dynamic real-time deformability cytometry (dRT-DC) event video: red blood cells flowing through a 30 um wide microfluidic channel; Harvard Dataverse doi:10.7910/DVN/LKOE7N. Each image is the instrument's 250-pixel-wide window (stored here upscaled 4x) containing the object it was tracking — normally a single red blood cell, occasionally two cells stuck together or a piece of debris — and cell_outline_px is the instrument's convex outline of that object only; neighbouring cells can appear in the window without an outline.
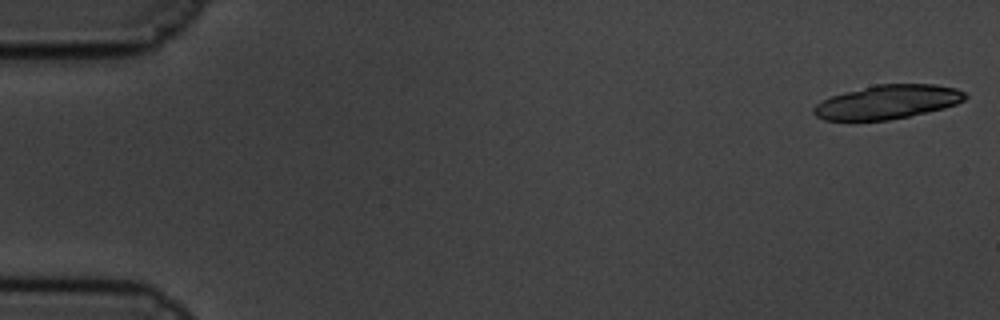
{"species": "common noctule bat (a hibernating species)", "species_latin": "Nyctalus noctula", "temperature_condition": "cold", "stored_images_in_passage": 21, "camera_frame_rate_fps": 3000, "um_per_image_px": 0.085, "animal": {"sex": "male", "body_mass_g": 19.5, "forearm_length_mm": 54.6}, "frame": {"image": 1, "passage_image": 1, "time_ms": 0.0, "image_size_px": [1000, 320], "cell_outline_px": [[968, 96], [964, 100], [956, 104], [944, 108], [908, 116], [888, 120], [824, 120], [816, 116], [812, 112], [812, 108], [816, 104], [832, 96], [844, 92], [876, 84], [936, 84], [956, 88], [964, 92]], "centroid_in_image_um": [75.45, 8.66], "position_along_channel_um": 9.6, "area_um2": 29.82}}